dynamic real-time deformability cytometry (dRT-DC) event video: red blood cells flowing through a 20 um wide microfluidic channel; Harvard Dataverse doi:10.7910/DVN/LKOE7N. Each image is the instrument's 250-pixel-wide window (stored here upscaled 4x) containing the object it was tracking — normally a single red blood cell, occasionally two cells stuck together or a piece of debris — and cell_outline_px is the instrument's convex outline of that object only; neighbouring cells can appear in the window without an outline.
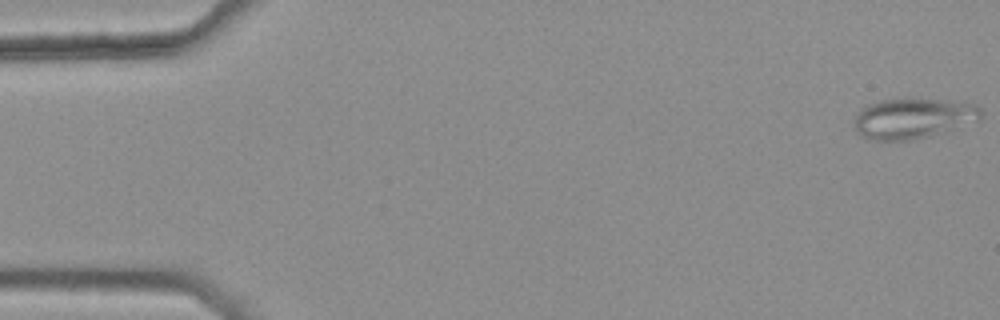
{"species": "common noctule bat (a hibernating species)", "species_latin": "Nyctalus noctula", "temperature_condition": "warm", "stored_images_in_passage": 14, "camera_frame_rate_fps": 3000, "um_per_image_px": 0.085, "animal": {"sex": "female", "body_mass_g": 25.1}, "frame": {"image": 1, "passage_image": 1, "time_ms": 0.0, "image_size_px": [1000, 320], "cell_outline_px": [[980, 120], [944, 132], [912, 140], [872, 140], [864, 136], [856, 128], [856, 116], [860, 108], [868, 104], [880, 100], [948, 100], [976, 104], [980, 108]], "centroid_in_image_um": [77.64, 10.06], "position_along_channel_um": 7.4, "area_um2": 29.25}}